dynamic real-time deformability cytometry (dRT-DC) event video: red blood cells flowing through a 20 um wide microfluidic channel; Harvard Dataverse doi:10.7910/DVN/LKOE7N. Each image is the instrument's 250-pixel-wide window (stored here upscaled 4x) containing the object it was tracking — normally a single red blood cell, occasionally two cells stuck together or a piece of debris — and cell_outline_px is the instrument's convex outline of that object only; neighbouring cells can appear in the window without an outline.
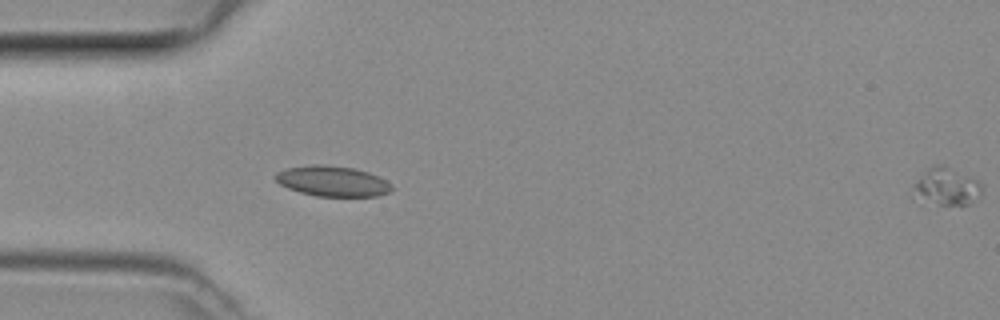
{"species": "common noctule bat (a hibernating species)", "species_latin": "Nyctalus noctula", "temperature_condition": "room temperature", "stored_images_in_passage": 4, "camera_frame_rate_fps": 3000, "um_per_image_px": 0.085, "animal": {"sex": "female", "body_mass_g": 29.2, "forearm_length_mm": 56.3}, "frame": {"image": 1, "passage_image": 4, "time_ms": 1.0, "image_size_px": [1000, 320], "cell_outline_px": [[980, 200], [968, 204], [940, 204], [912, 200], [908, 196], [916, 180], [924, 172], [932, 168], [948, 168], [976, 180], [980, 184]], "centroid_in_image_um": [80.35, 15.96], "position_along_channel_um": 4.6, "area_um2": 14.62}}